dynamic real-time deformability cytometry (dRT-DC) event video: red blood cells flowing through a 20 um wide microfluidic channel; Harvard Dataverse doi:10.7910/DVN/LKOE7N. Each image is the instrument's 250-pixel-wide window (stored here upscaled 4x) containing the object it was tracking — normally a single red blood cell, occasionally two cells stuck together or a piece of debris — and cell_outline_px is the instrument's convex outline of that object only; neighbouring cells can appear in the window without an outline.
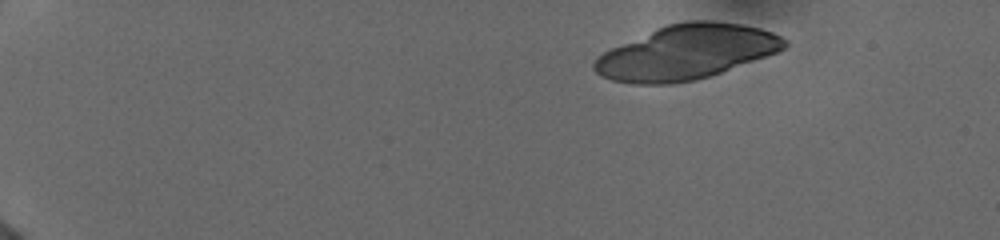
{"species": "human", "species_latin": "Homo sapiens", "temperature_condition": "cold", "stored_images_in_passage": 23, "camera_frame_rate_fps": 3000, "um_per_image_px": 0.085, "donor": {"sex": "female"}, "frame": {"image": 1, "passage_image": 1, "time_ms": 0.0, "image_size_px": [1000, 240], "cell_outline_px": [[788, 44], [784, 48], [776, 52], [720, 72], [696, 80], [672, 84], [632, 84], [612, 80], [596, 72], [592, 68], [592, 64], [604, 52], [612, 48], [656, 28], [668, 24], [688, 20], [708, 20], [740, 24], [760, 28], [772, 32], [788, 40]], "centroid_in_image_um": [58.34, 4.44], "position_along_channel_um": 26.7, "area_um2": 59.71}}
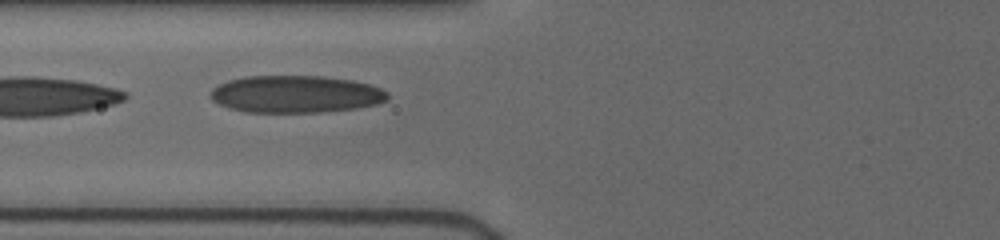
{"frame": {"image": 2, "passage_image": 11, "time_ms": 5.333, "image_size_px": [1000, 240], "cell_outline_px": [[388, 96], [384, 100], [376, 104], [356, 108], [316, 112], [244, 112], [228, 108], [212, 100], [212, 88], [228, 80], [244, 76], [324, 76], [352, 80], [368, 84], [380, 88]], "centroid_in_image_um": [25.09, 8.0], "position_along_channel_um": 100.7, "area_um2": 38.15}}
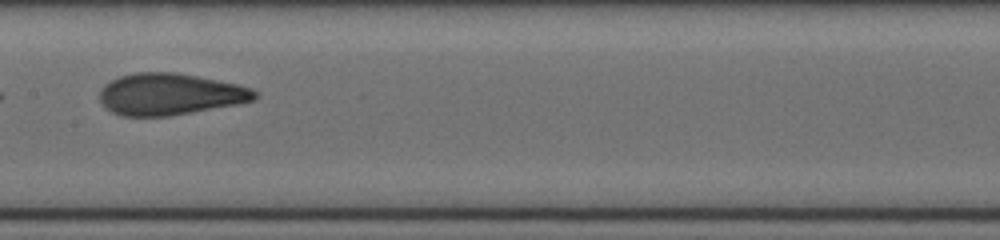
{"frame": {"image": 3, "passage_image": 16, "time_ms": 7.667, "image_size_px": [1000, 240], "cell_outline_px": [[256, 96], [252, 100], [236, 104], [168, 116], [124, 116], [112, 112], [100, 100], [100, 88], [104, 84], [120, 76], [136, 72], [176, 72], [236, 84], [252, 88], [256, 92]], "centroid_in_image_um": [14.4, 8.0], "position_along_channel_um": 193.0, "area_um2": 37.17}}